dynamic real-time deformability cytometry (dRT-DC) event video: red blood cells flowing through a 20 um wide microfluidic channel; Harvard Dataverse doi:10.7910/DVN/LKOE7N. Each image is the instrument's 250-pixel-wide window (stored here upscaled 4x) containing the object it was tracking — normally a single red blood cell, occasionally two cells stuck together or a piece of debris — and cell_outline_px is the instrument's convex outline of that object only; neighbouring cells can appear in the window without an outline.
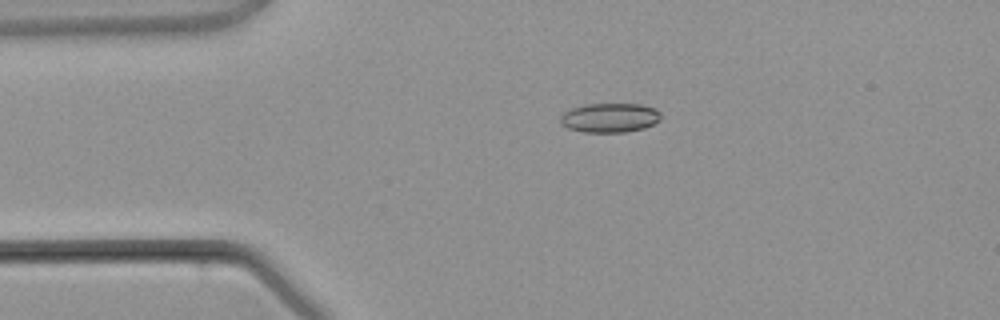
{"species": "common noctule bat (a hibernating species)", "species_latin": "Nyctalus noctula", "temperature_condition": "warm", "stored_images_in_passage": 4, "camera_frame_rate_fps": 3000, "um_per_image_px": 0.085, "animal": {"sex": "male", "body_mass_g": 21.5, "forearm_length_mm": 52.0}, "frame": {"image": 1, "passage_image": 3, "time_ms": 2.333, "image_size_px": [1000, 320], "cell_outline_px": [[660, 120], [644, 128], [624, 132], [584, 132], [568, 128], [560, 124], [560, 116], [564, 112], [572, 108], [584, 104], [640, 104], [656, 108], [660, 112]], "centroid_in_image_um": [51.82, 10.0], "position_along_channel_um": 33.2, "area_um2": 17.22}}
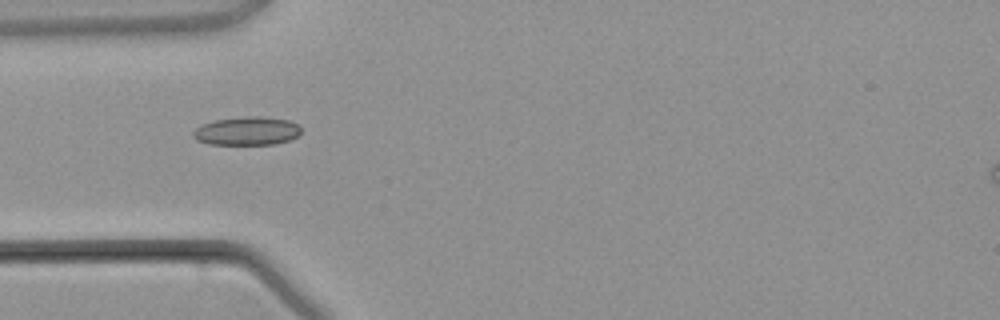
{"frame": {"image": 2, "passage_image": 4, "time_ms": 3.667, "image_size_px": [1000, 320], "cell_outline_px": [[300, 132], [296, 136], [288, 140], [276, 144], [208, 144], [196, 140], [192, 136], [192, 132], [196, 128], [204, 124], [216, 120], [248, 116], [260, 116], [288, 120], [296, 124], [300, 128]], "centroid_in_image_um": [20.96, 11.14], "position_along_channel_um": 64.0, "area_um2": 17.69}}